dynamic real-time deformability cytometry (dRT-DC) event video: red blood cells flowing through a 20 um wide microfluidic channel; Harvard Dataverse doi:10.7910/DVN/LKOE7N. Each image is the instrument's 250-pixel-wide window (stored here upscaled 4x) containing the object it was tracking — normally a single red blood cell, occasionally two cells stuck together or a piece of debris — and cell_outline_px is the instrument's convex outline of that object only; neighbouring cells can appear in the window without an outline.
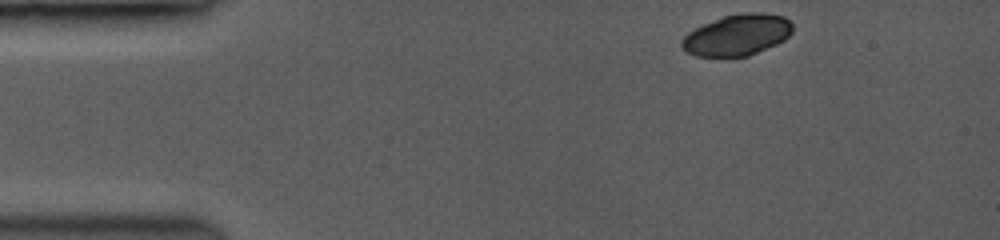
{"species": "common noctule bat (a hibernating species)", "species_latin": "Nyctalus noctula", "temperature_condition": "room temperature", "stored_images_in_passage": 22, "camera_frame_rate_fps": 3500, "um_per_image_px": 0.085, "animal": {"sex": "female", "body_mass_g": 19.0, "forearm_length_mm": 53.3}, "frame": {"image": 1, "passage_image": 1, "time_ms": 0.0, "image_size_px": [1000, 240], "cell_outline_px": [[792, 32], [784, 40], [776, 44], [748, 56], [696, 56], [688, 52], [680, 44], [684, 36], [688, 32], [704, 24], [724, 16], [748, 12], [756, 12], [784, 16], [792, 24]], "centroid_in_image_um": [62.68, 2.97], "position_along_channel_um": 22.3, "area_um2": 26.18}}
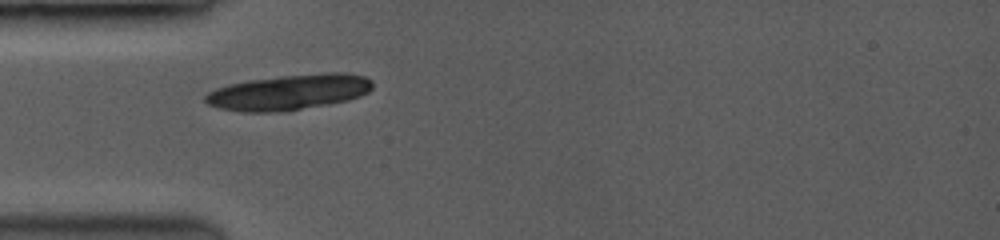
{"frame": {"image": 2, "passage_image": 10, "time_ms": 2.857, "image_size_px": [1000, 240], "cell_outline_px": [[372, 88], [368, 92], [360, 96], [348, 100], [300, 108], [268, 112], [244, 112], [220, 108], [208, 104], [204, 100], [204, 96], [208, 92], [216, 88], [248, 80], [280, 76], [332, 72], [344, 72], [364, 76], [372, 80]], "centroid_in_image_um": [24.56, 7.82], "position_along_channel_um": 60.4, "area_um2": 34.04}}
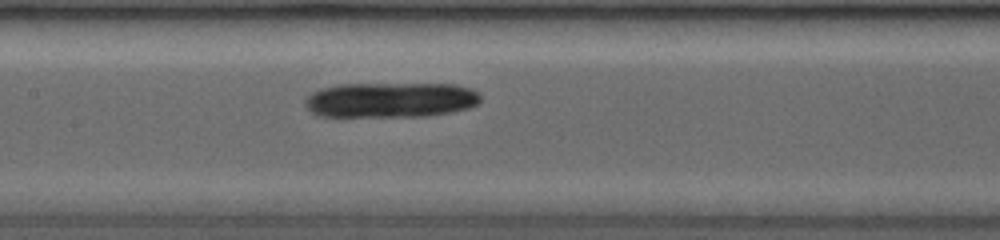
{"frame": {"image": 3, "passage_image": 19, "time_ms": 5.714, "image_size_px": [1000, 240], "cell_outline_px": [[480, 100], [476, 104], [468, 108], [448, 112], [424, 116], [320, 116], [312, 112], [308, 108], [308, 96], [324, 88], [344, 84], [456, 84], [468, 88], [476, 92], [480, 96]], "centroid_in_image_um": [33.25, 8.49], "position_along_channel_um": 174.2, "area_um2": 35.26}}